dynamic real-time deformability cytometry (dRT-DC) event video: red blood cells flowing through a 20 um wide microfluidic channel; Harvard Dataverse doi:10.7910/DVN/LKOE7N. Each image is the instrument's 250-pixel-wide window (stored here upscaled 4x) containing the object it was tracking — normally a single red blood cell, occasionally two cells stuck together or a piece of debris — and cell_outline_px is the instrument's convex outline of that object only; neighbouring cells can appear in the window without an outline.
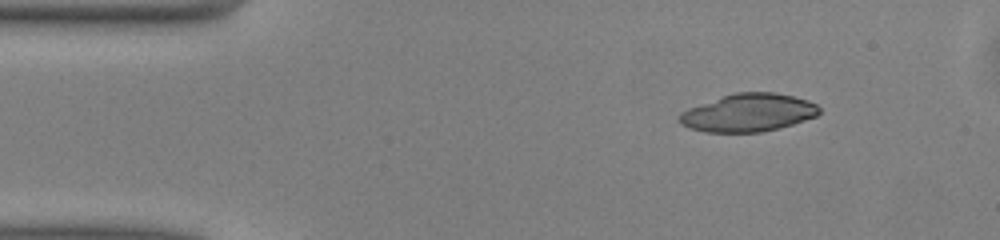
{"species": "common noctule bat (a hibernating species)", "species_latin": "Nyctalus noctula", "temperature_condition": "warm", "stored_images_in_passage": 44, "camera_frame_rate_fps": 3000, "um_per_image_px": 0.085, "animal": {"sex": "male", "body_mass_g": 13.0, "forearm_length_mm": 53.1}, "frame": {"image": 1, "passage_image": 1, "time_ms": 0.0, "image_size_px": [1000, 240], "cell_outline_px": [[820, 112], [816, 116], [792, 124], [760, 132], [704, 132], [688, 128], [680, 124], [676, 116], [680, 112], [688, 108], [736, 92], [776, 92], [808, 100], [816, 104], [820, 108]], "centroid_in_image_um": [63.57, 9.58], "position_along_channel_um": 21.4, "area_um2": 30.81}}